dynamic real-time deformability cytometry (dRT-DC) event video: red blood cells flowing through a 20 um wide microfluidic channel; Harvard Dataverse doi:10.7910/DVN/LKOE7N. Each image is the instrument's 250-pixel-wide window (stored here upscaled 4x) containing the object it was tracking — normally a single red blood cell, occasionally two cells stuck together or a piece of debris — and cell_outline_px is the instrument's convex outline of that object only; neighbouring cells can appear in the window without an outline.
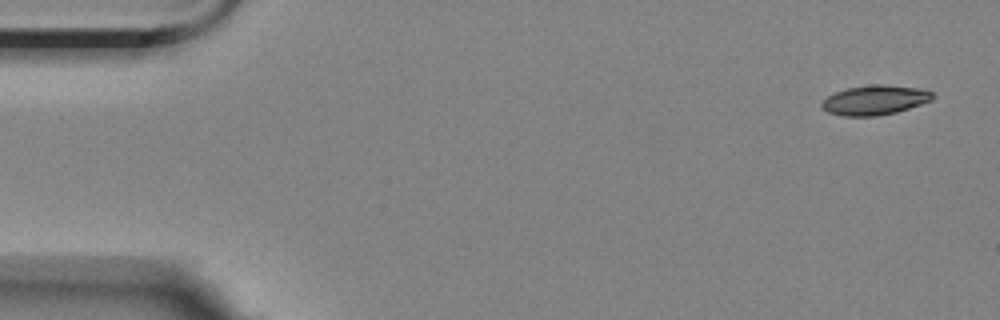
{"species": "Egyptian fruit bat (a non-hibernating species)", "species_latin": "Rousettus aegyptiacus", "temperature_condition": "room temperature", "stored_images_in_passage": 4, "camera_frame_rate_fps": 3000, "um_per_image_px": 0.085, "animal": {"sex": "female"}, "frame": {"image": 1, "passage_image": 1, "time_ms": 0.0, "image_size_px": [1000, 320], "cell_outline_px": [[936, 96], [932, 100], [896, 112], [876, 116], [844, 116], [828, 112], [820, 104], [828, 96], [836, 92], [848, 88], [872, 84], [884, 84], [916, 88], [932, 92]], "centroid_in_image_um": [74.37, 8.5], "position_along_channel_um": 10.6, "area_um2": 18.9}}
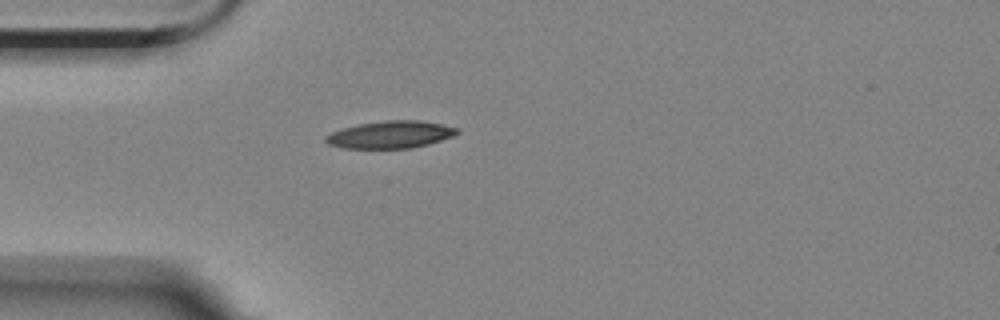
{"frame": {"image": 2, "passage_image": 4, "time_ms": 4.333, "image_size_px": [1000, 320], "cell_outline_px": [[460, 132], [452, 136], [428, 144], [412, 148], [340, 148], [328, 144], [324, 140], [324, 136], [332, 132], [344, 128], [360, 124], [384, 120], [420, 120], [460, 128]], "centroid_in_image_um": [33.18, 11.44], "position_along_channel_um": 51.8, "area_um2": 20.87}}